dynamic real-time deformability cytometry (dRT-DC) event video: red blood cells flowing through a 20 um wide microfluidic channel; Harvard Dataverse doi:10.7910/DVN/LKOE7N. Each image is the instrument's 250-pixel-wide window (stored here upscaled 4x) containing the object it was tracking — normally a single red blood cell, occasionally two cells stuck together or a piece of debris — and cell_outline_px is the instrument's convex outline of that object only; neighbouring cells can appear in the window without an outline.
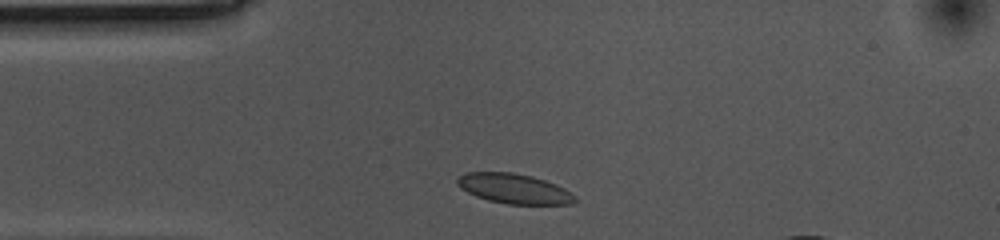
{"species": "common noctule bat (a hibernating species)", "species_latin": "Nyctalus noctula", "temperature_condition": "cold", "stored_images_in_passage": 30, "camera_frame_rate_fps": 3000, "um_per_image_px": 0.085, "animal": {"sex": "female", "body_mass_g": 10.0, "forearm_length_mm": 53.1}, "frame": {"image": 1, "passage_image": 1, "time_ms": 0.0, "image_size_px": [1000, 240], "cell_outline_px": [[560, 204], [516, 204], [492, 200], [480, 196], [464, 188], [460, 184], [460, 180], [464, 176], [476, 172], [500, 172], [524, 176], [540, 180], [552, 184], [556, 188]], "centroid_in_image_um": [43.4, 16.01], "position_along_channel_um": 41.6, "area_um2": 16.99}}
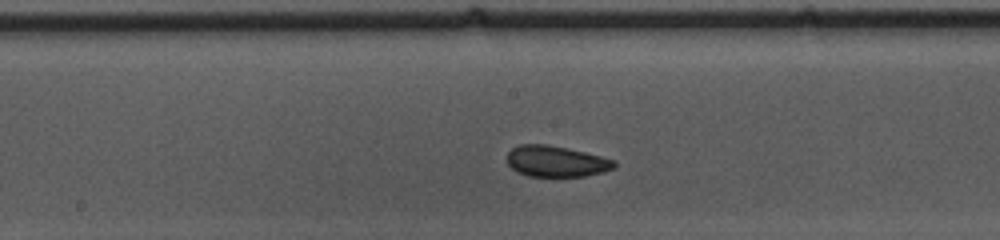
{"frame": {"image": 2, "passage_image": 16, "time_ms": 5.0, "image_size_px": [1000, 240], "cell_outline_px": [[612, 164], [608, 168], [596, 172], [576, 176], [536, 176], [520, 172], [508, 160], [508, 156], [516, 148], [536, 144], [560, 148], [596, 156], [612, 160]], "centroid_in_image_um": [47.22, 13.73], "position_along_channel_um": 201.0, "area_um2": 17.05}}
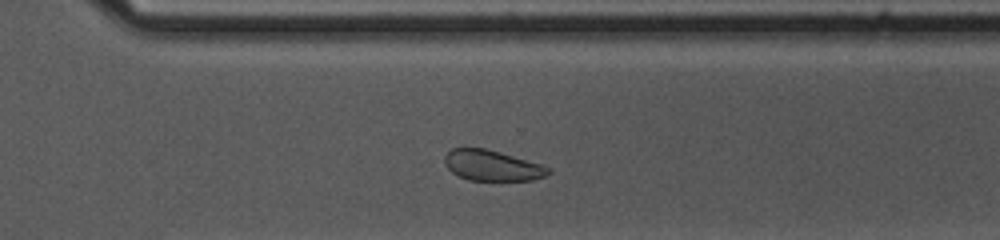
{"frame": {"image": 3, "passage_image": 27, "time_ms": 8.667, "image_size_px": [1000, 240], "cell_outline_px": [[548, 172], [540, 176], [524, 180], [472, 180], [460, 176], [448, 164], [452, 152], [456, 148], [480, 148], [496, 152], [532, 164]], "centroid_in_image_um": [41.74, 14.09], "position_along_channel_um": 328.9, "area_um2": 16.01}, "authors_computed_cell_mechanics": {"area_um2": 16.7042, "velocity_mm_per_s": 3.4994, "shape_relaxation_time_tau1_ms": null, "shape_relaxation_time_tau2_ms": 1.1352, "deformation_change_tau1": null, "deformation_change_tau2": 0.059}}